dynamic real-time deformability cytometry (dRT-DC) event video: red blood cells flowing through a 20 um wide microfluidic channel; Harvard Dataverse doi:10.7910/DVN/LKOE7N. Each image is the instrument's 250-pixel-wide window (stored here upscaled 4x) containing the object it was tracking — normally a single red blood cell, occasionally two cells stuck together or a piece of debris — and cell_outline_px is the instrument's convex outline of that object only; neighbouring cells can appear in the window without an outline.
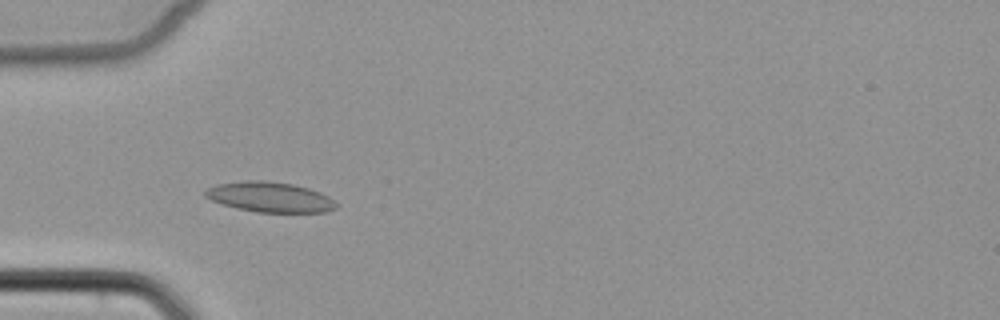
{"species": "common noctule bat (a hibernating species)", "species_latin": "Nyctalus noctula", "temperature_condition": "cold", "stored_images_in_passage": 6, "camera_frame_rate_fps": 3000, "um_per_image_px": 0.085, "animal": {"sex": "female", "body_mass_g": 22.7, "forearm_length_mm": 54.2}, "frame": {"image": 1, "passage_image": 5, "time_ms": 4.667, "image_size_px": [1000, 320], "cell_outline_px": [[336, 208], [328, 212], [256, 212], [236, 208], [212, 200], [204, 196], [204, 192], [208, 188], [216, 184], [244, 180], [264, 180], [292, 184], [308, 188], [320, 192], [328, 196], [336, 204]], "centroid_in_image_um": [22.93, 16.74], "position_along_channel_um": 62.1, "area_um2": 22.95}}
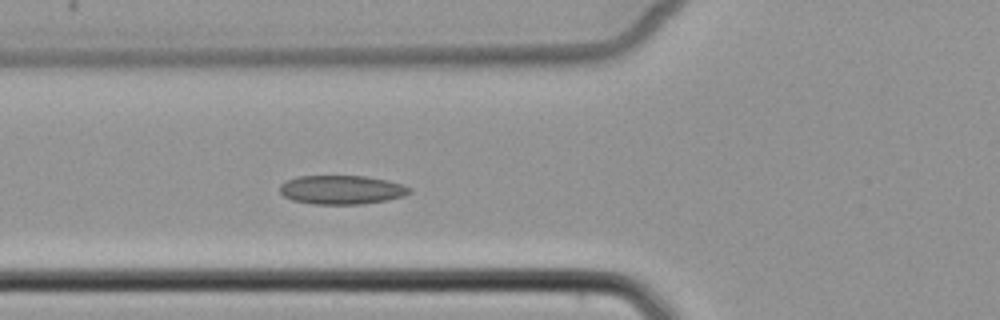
{"frame": {"image": 2, "passage_image": 6, "time_ms": 5.667, "image_size_px": [1000, 320], "cell_outline_px": [[412, 192], [404, 196], [388, 200], [360, 204], [312, 204], [292, 200], [284, 196], [280, 192], [280, 184], [296, 176], [364, 176], [388, 180], [412, 188]], "centroid_in_image_um": [29.05, 16.13], "position_along_channel_um": 96.8, "area_um2": 21.91}}